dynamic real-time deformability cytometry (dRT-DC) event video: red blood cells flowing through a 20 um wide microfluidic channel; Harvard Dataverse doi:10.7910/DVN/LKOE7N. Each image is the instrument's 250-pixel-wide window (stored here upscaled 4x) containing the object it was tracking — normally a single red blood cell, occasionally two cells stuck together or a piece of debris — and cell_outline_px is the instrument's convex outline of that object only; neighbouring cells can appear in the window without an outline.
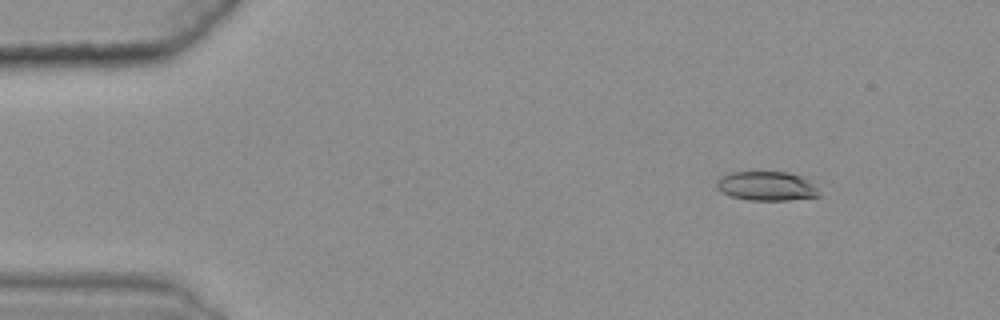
{"species": "common noctule bat (a hibernating species)", "species_latin": "Nyctalus noctula", "temperature_condition": "warm", "stored_images_in_passage": 45, "camera_frame_rate_fps": 3000, "um_per_image_px": 0.085, "animal": {"sex": "female", "body_mass_g": 25.1}, "frame": {"image": 1, "passage_image": 3, "time_ms": 0.667, "image_size_px": [1000, 320], "cell_outline_px": [[820, 196], [788, 200], [748, 200], [728, 196], [720, 192], [716, 188], [716, 180], [732, 172], [788, 172], [804, 176], [820, 192]], "centroid_in_image_um": [65.14, 15.82], "position_along_channel_um": 19.9, "area_um2": 17.57}}
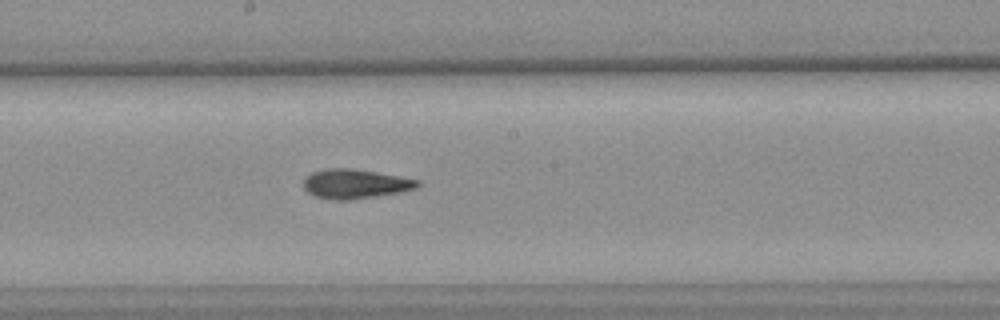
{"frame": {"image": 2, "passage_image": 27, "time_ms": 8.667, "image_size_px": [1000, 320], "cell_outline_px": [[420, 184], [416, 188], [400, 192], [348, 200], [336, 200], [316, 196], [308, 192], [304, 188], [304, 176], [312, 172], [324, 168], [352, 168], [376, 172], [420, 180]], "centroid_in_image_um": [30.16, 15.61], "position_along_channel_um": 218.0, "area_um2": 19.42}}
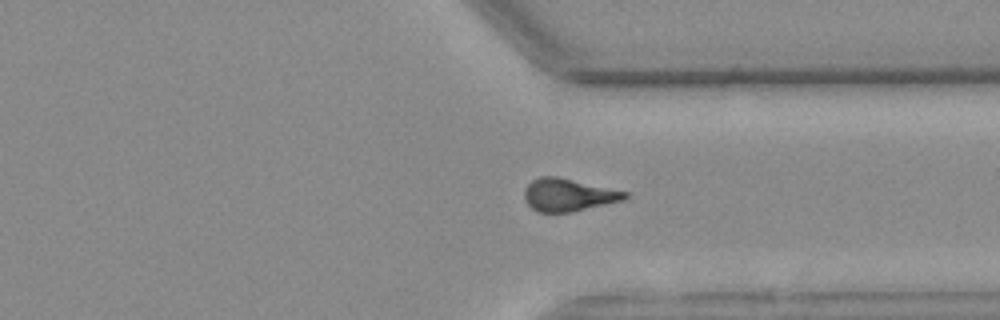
{"frame": {"image": 3, "passage_image": 39, "time_ms": 12.667, "image_size_px": [1000, 320], "cell_outline_px": [[628, 196], [624, 200], [572, 212], [536, 212], [524, 200], [524, 188], [532, 180], [540, 176], [556, 176], [628, 192]], "centroid_in_image_um": [48.28, 16.57], "position_along_channel_um": 363.1, "area_um2": 19.13}, "authors_computed_cell_mechanics": {"area_um2": 18.9584, "velocity_mm_per_s": 3.6175, "shape_relaxation_time_tau1_ms": 9.7423, "shape_relaxation_time_tau2_ms": 3.5881, "deformation_change_tau1": 0.2384, "deformation_change_tau2": 0.1232}}